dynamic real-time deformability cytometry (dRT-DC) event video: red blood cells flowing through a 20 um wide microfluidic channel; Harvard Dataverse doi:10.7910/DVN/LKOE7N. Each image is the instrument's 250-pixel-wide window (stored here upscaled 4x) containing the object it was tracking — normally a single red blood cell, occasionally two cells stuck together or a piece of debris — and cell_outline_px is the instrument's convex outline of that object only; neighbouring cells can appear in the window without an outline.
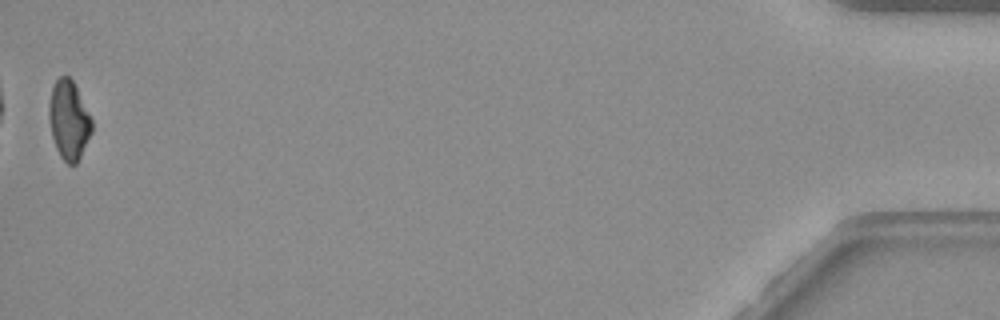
{"species": "common noctule bat (a hibernating species)", "species_latin": "Nyctalus noctula", "temperature_condition": "warm", "stored_images_in_passage": 42, "camera_frame_rate_fps": 3000, "um_per_image_px": 0.085, "animal": {"sex": "female", "body_mass_g": 19.3, "forearm_length_mm": 54.1}, "frame": {"image": 1, "passage_image": 42, "time_ms": 13.667, "image_size_px": [1000, 320], "cell_outline_px": [[92, 132], [76, 164], [68, 164], [60, 156], [56, 148], [52, 136], [48, 116], [48, 108], [52, 88], [56, 80], [60, 76], [68, 76], [72, 80], [92, 120]], "centroid_in_image_um": [5.83, 10.22], "position_along_channel_um": 429.4, "area_um2": 19.36}, "authors_computed_cell_mechanics": {"area_um2": 20.8947, "velocity_mm_per_s": 3.5286, "shape_relaxation_time_tau1_ms": 4.264, "shape_relaxation_time_tau2_ms": null, "deformation_change_tau1": 0.1692, "deformation_change_tau2": null}}